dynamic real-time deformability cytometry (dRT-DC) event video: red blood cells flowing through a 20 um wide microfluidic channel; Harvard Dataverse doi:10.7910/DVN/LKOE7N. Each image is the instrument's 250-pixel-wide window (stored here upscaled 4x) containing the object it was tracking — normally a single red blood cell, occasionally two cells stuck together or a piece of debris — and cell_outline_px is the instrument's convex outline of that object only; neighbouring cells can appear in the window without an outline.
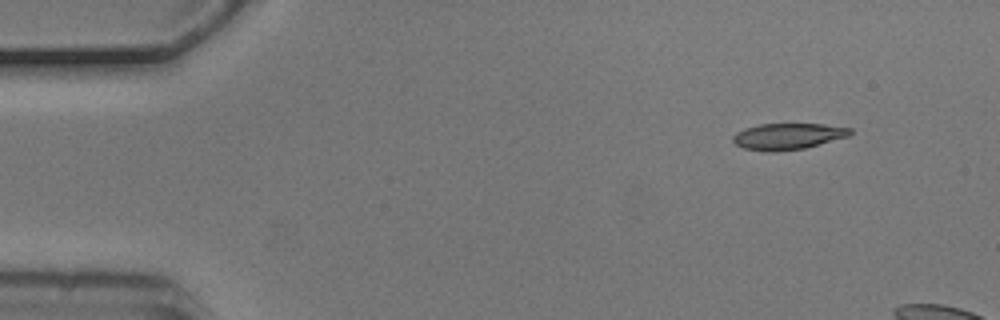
{"species": "common noctule bat (a hibernating species)", "species_latin": "Nyctalus noctula", "temperature_condition": "cold", "stored_images_in_passage": 3, "camera_frame_rate_fps": 3000, "um_per_image_px": 0.085, "animal": {"sex": "male", "body_mass_g": 20.5, "forearm_length_mm": 52.5}, "frame": {"image": 1, "passage_image": 1, "time_ms": 0.0, "image_size_px": [1000, 320], "cell_outline_px": [[852, 132], [848, 136], [804, 148], [776, 152], [764, 152], [744, 148], [736, 144], [732, 140], [732, 136], [736, 132], [744, 128], [760, 124], [824, 124], [852, 128]], "centroid_in_image_um": [66.93, 11.59], "position_along_channel_um": 18.1, "area_um2": 17.98}}